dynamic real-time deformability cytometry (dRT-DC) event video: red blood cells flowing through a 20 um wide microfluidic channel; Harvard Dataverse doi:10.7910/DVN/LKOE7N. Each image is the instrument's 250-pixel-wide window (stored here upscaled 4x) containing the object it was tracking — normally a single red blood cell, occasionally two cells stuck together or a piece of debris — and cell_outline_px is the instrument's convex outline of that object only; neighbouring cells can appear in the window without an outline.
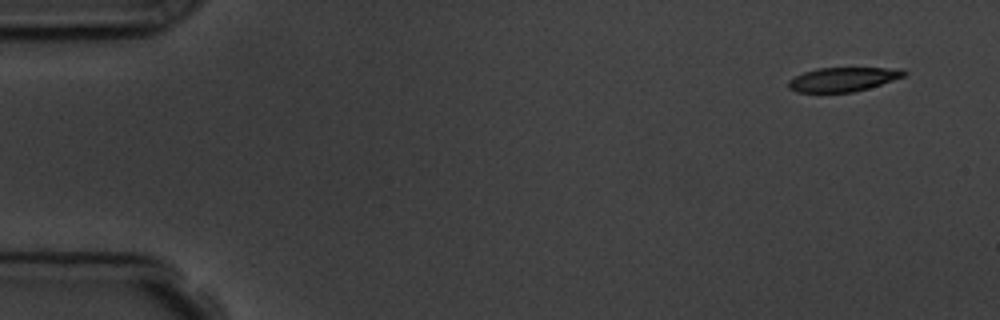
{"species": "common noctule bat (a hibernating species)", "species_latin": "Nyctalus noctula", "temperature_condition": "room temperature", "stored_images_in_passage": 4, "camera_frame_rate_fps": 3000, "um_per_image_px": 0.085, "animal": {"sex": "male", "body_mass_g": 19.5, "forearm_length_mm": 54.6}, "frame": {"image": 1, "passage_image": 1, "time_ms": 0.0, "image_size_px": [1000, 320], "cell_outline_px": [[908, 72], [904, 76], [868, 88], [852, 92], [796, 92], [788, 88], [788, 80], [804, 72], [816, 68], [900, 68]], "centroid_in_image_um": [71.63, 6.74], "position_along_channel_um": 13.4, "area_um2": 16.13}}
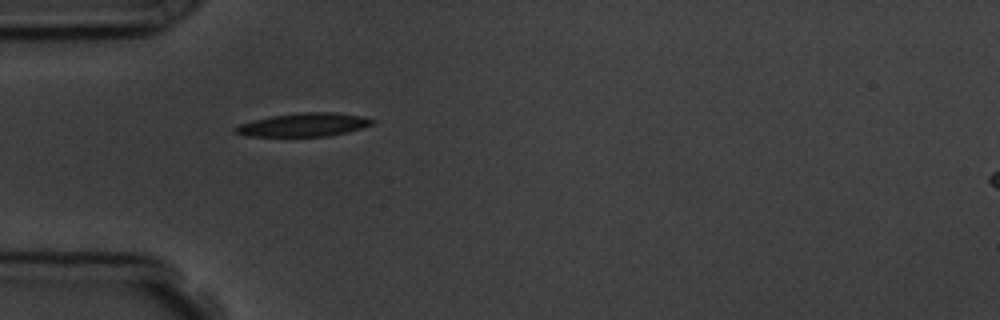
{"frame": {"image": 2, "passage_image": 4, "time_ms": 4.333, "image_size_px": [1000, 320], "cell_outline_px": [[376, 120], [372, 124], [360, 128], [328, 136], [248, 136], [236, 132], [232, 128], [240, 124], [252, 120], [272, 116], [300, 112], [336, 112], [364, 116]], "centroid_in_image_um": [25.82, 10.59], "position_along_channel_um": 59.2, "area_um2": 18.55}}